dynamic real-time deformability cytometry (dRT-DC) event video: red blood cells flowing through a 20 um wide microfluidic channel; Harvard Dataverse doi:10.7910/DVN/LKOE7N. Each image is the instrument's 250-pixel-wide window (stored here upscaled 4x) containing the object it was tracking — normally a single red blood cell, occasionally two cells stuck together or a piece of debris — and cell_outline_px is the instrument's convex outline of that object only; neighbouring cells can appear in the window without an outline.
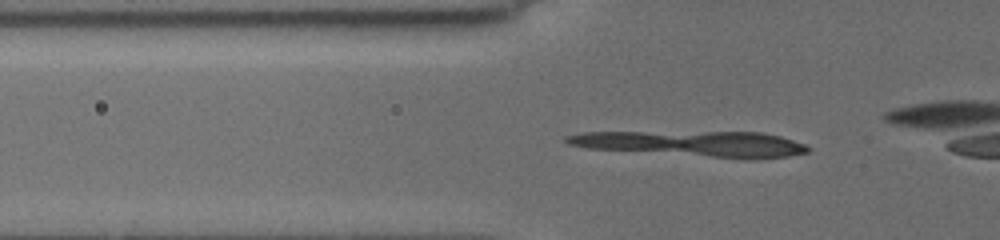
{"species": "common noctule bat (a hibernating species)", "species_latin": "Nyctalus noctula", "temperature_condition": "cold", "stored_images_in_passage": 20, "camera_frame_rate_fps": 3000, "um_per_image_px": 0.085, "animal": {"sex": "female", "body_mass_g": 19.5, "forearm_length_mm": 54.1}, "frame": {"image": 1, "passage_image": 12, "time_ms": 3.667, "image_size_px": [1000, 240], "cell_outline_px": [[808, 152], [788, 156], [712, 156], [588, 148], [568, 144], [564, 140], [564, 136], [584, 132], [760, 132], [780, 136], [804, 144], [808, 148]], "centroid_in_image_um": [58.77, 12.17], "position_along_channel_um": 67.0, "area_um2": 34.22}}